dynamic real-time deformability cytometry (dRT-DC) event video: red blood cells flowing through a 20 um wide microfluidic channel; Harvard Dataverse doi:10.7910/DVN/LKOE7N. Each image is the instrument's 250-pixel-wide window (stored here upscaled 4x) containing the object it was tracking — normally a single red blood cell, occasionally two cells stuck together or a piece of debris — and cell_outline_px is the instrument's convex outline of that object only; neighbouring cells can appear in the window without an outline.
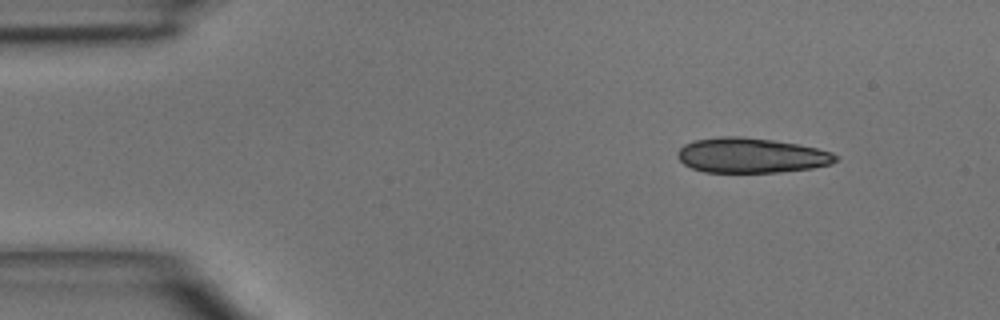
{"species": "common noctule bat (a hibernating species)", "species_latin": "Nyctalus noctula", "temperature_condition": "room temperature", "stored_images_in_passage": 3, "camera_frame_rate_fps": 3000, "um_per_image_px": 0.085, "animal": {"sex": "male", "body_mass_g": 15.6}, "frame": {"image": 1, "passage_image": 1, "time_ms": 0.0, "image_size_px": [1000, 320], "cell_outline_px": [[840, 156], [832, 164], [812, 168], [780, 172], [704, 172], [692, 168], [684, 164], [676, 156], [676, 152], [684, 144], [696, 140], [720, 136], [740, 136], [772, 140], [796, 144], [816, 148], [832, 152]], "centroid_in_image_um": [63.85, 13.21], "position_along_channel_um": 21.2, "area_um2": 32.25}}